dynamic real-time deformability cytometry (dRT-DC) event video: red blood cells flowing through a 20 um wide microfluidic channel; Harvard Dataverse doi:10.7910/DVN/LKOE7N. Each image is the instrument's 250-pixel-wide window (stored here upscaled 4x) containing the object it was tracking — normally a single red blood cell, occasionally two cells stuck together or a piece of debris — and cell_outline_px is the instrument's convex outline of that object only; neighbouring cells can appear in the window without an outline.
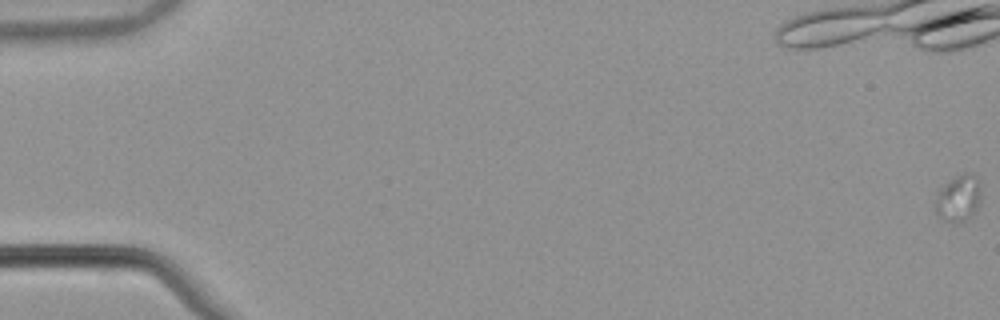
{"species": "common noctule bat (a hibernating species)", "species_latin": "Nyctalus noctula", "temperature_condition": "warm", "stored_images_in_passage": 20, "camera_frame_rate_fps": 3000, "um_per_image_px": 0.085, "animal": {"sex": "male", "body_mass_g": 21.5, "forearm_length_mm": 52.0}, "frame": {"image": 1, "passage_image": 1, "time_ms": 0.0, "image_size_px": [1000, 320], "cell_outline_px": [[980, 200], [976, 208], [964, 220], [948, 220], [940, 216], [936, 212], [936, 200], [944, 184], [956, 176], [964, 172], [972, 172], [980, 180]], "centroid_in_image_um": [81.51, 16.75], "position_along_channel_um": 3.5, "area_um2": 11.79}}